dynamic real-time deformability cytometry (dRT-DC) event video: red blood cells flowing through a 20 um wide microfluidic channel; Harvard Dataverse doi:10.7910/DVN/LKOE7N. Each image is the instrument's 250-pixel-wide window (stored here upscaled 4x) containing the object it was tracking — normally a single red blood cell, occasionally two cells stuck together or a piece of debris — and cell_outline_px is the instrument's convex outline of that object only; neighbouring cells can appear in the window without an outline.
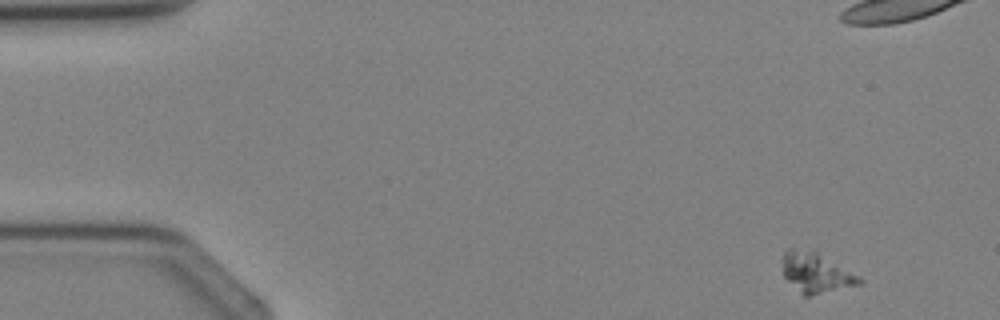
{"species": "Egyptian fruit bat (a non-hibernating species)", "species_latin": "Rousettus aegyptiacus", "temperature_condition": "cold", "stored_images_in_passage": 3, "camera_frame_rate_fps": 3000, "um_per_image_px": 0.085, "animal": {"sex": "female"}, "frame": {"image": 1, "passage_image": 1, "time_ms": 0.0, "image_size_px": [1000, 320], "cell_outline_px": [[864, 280], [860, 284], [812, 296], [804, 296], [784, 276], [784, 252], [788, 248], [812, 248], [860, 276]], "centroid_in_image_um": [69.4, 23.15], "position_along_channel_um": 15.6, "area_um2": 18.03}}